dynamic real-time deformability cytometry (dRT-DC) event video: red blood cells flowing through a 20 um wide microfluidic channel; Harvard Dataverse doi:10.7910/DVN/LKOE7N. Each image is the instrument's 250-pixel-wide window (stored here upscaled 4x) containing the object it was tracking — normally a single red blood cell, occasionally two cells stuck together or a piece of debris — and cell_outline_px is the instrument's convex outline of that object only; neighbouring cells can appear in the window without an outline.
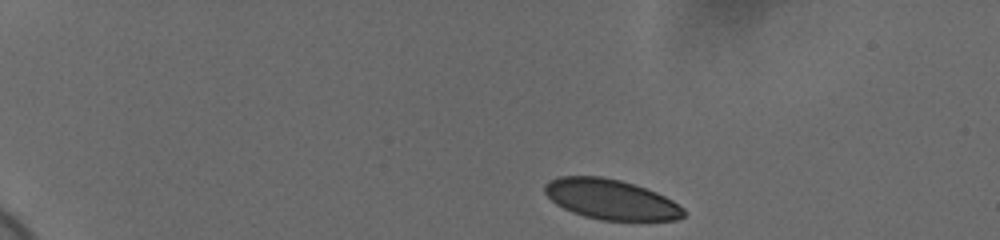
{"species": "human", "species_latin": "Homo sapiens", "temperature_condition": "cold", "stored_images_in_passage": 47, "camera_frame_rate_fps": 3000, "um_per_image_px": 0.085, "donor": {"sex": "female"}, "frame": {"image": 1, "passage_image": 1, "time_ms": 0.0, "image_size_px": [1000, 240], "cell_outline_px": [[684, 216], [676, 220], [600, 220], [584, 216], [572, 212], [556, 204], [544, 192], [544, 184], [560, 176], [600, 176], [620, 180], [636, 184], [656, 192], [672, 200], [684, 208]], "centroid_in_image_um": [51.93, 16.94], "position_along_channel_um": 33.1, "area_um2": 32.43}}
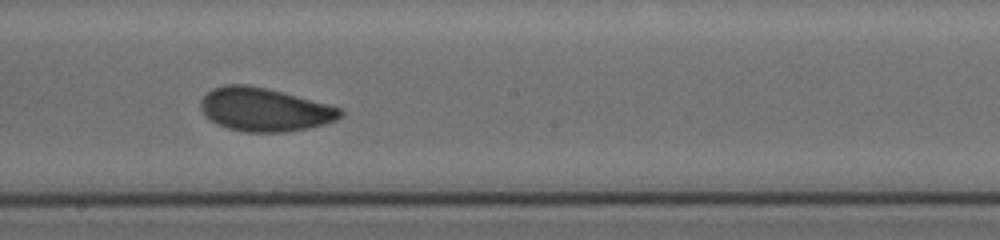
{"frame": {"image": 2, "passage_image": 25, "time_ms": 8.0, "image_size_px": [1000, 240], "cell_outline_px": [[344, 116], [336, 120], [324, 124], [308, 128], [284, 132], [244, 132], [228, 128], [216, 124], [204, 116], [200, 108], [200, 100], [212, 88], [224, 84], [244, 84], [264, 88], [328, 104], [340, 108], [344, 112]], "centroid_in_image_um": [22.45, 9.32], "position_along_channel_um": 225.7, "area_um2": 35.32}}
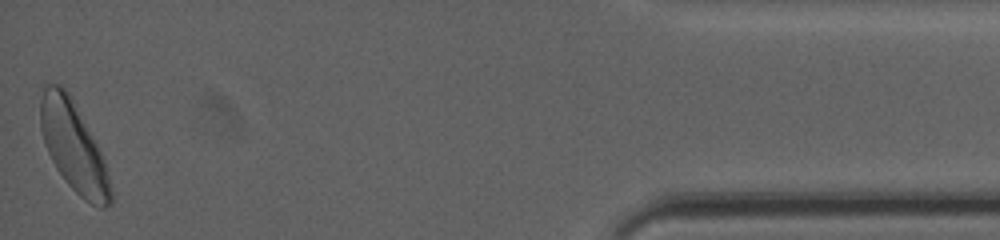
{"frame": {"image": 3, "passage_image": 47, "time_ms": 15.333, "image_size_px": [1000, 240], "cell_outline_px": [[112, 204], [104, 208], [100, 208], [84, 200], [68, 184], [56, 168], [44, 144], [40, 128], [40, 100], [44, 80], [60, 84], [72, 96], [104, 160], [112, 188]], "centroid_in_image_um": [6.22, 12.42], "position_along_channel_um": 429.0, "area_um2": 36.88}, "authors_computed_cell_mechanics": {"area_um2": 34.5644, "velocity_mm_per_s": 3.6626, "shape_relaxation_time_tau1_ms": 3.3091, "shape_relaxation_time_tau2_ms": 1.496, "deformation_change_tau1": 0.1, "deformation_change_tau2": 0.0555}}